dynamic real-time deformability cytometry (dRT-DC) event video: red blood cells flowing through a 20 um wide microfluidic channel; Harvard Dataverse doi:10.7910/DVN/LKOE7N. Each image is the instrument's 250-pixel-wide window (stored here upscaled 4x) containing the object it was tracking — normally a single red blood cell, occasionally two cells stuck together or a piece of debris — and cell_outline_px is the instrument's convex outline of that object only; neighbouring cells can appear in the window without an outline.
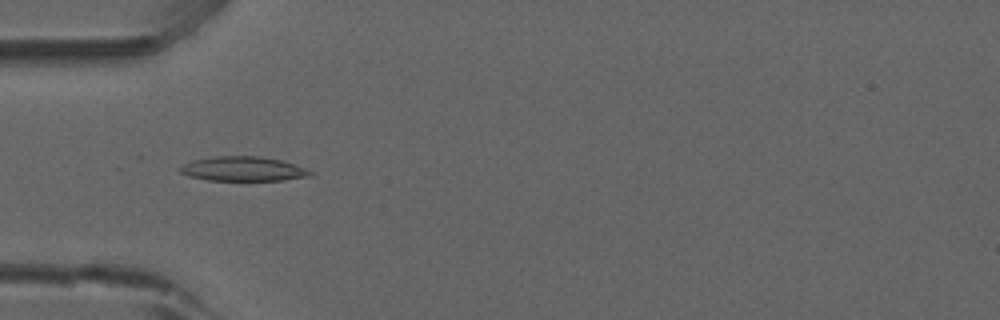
{"species": "common noctule bat (a hibernating species)", "species_latin": "Nyctalus noctula", "temperature_condition": "room temperature", "stored_images_in_passage": 51, "camera_frame_rate_fps": 3000, "um_per_image_px": 0.085, "animal": {"sex": "male", "forearm_length_mm": 52.5}, "frame": {"image": 1, "passage_image": 15, "time_ms": 4.667, "image_size_px": [1000, 320], "cell_outline_px": [[312, 176], [284, 180], [208, 180], [188, 176], [180, 172], [176, 168], [192, 160], [216, 156], [260, 156], [280, 160], [304, 168], [312, 172]], "centroid_in_image_um": [20.61, 14.35], "position_along_channel_um": 64.4, "area_um2": 18.5}}
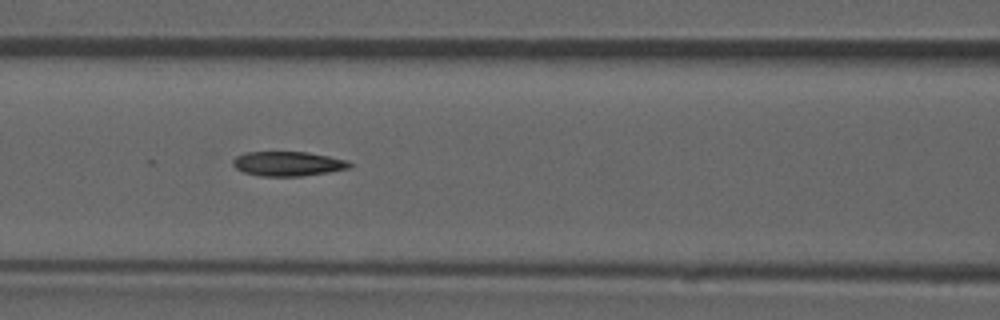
{"frame": {"image": 2, "passage_image": 21, "time_ms": 6.667, "image_size_px": [1000, 320], "cell_outline_px": [[352, 168], [328, 172], [300, 176], [260, 176], [244, 172], [236, 168], [232, 164], [232, 160], [236, 156], [244, 152], [308, 152], [348, 160], [352, 164]], "centroid_in_image_um": [24.48, 13.91], "position_along_channel_um": 142.1, "area_um2": 16.76}}
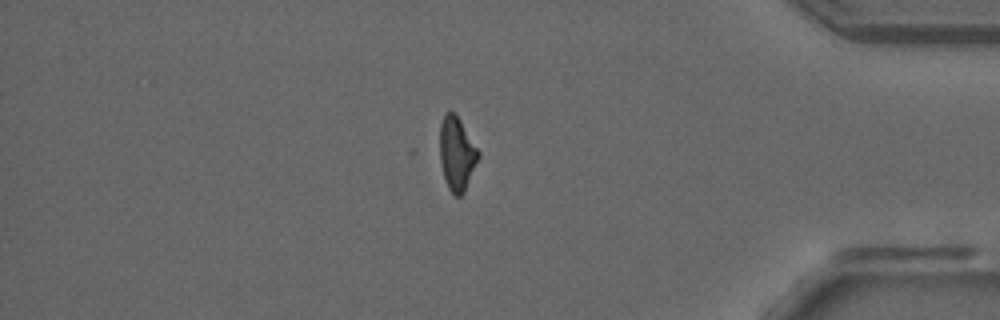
{"frame": {"image": 3, "passage_image": 43, "time_ms": 14.0, "image_size_px": [1000, 320], "cell_outline_px": [[480, 156], [464, 192], [460, 196], [456, 196], [448, 188], [444, 176], [440, 160], [440, 124], [444, 112], [452, 112], [460, 120], [480, 152]], "centroid_in_image_um": [38.83, 13.05], "position_along_channel_um": 396.4, "area_um2": 16.36}, "authors_computed_cell_mechanics": {"area_um2": 17.2244, "velocity_mm_per_s": 3.9185, "shape_relaxation_time_tau1_ms": null, "shape_relaxation_time_tau2_ms": 5.3744, "deformation_change_tau1": null, "deformation_change_tau2": 0.1466}}